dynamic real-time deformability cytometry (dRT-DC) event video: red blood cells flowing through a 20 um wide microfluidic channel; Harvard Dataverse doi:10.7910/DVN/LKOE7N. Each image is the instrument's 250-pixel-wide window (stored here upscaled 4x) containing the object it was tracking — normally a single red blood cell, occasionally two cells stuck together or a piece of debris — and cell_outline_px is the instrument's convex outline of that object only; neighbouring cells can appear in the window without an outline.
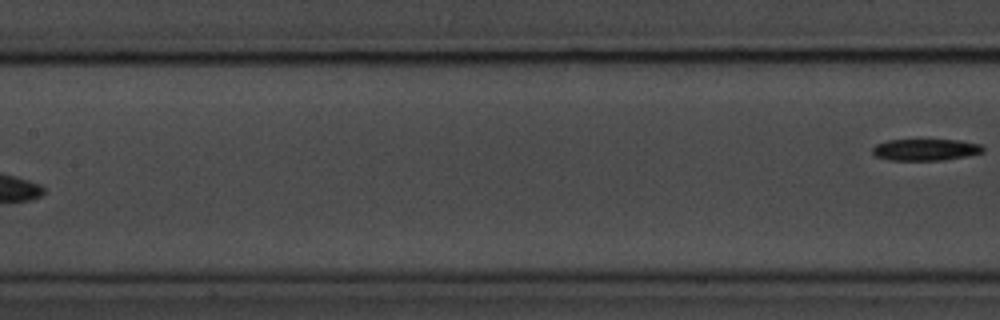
{"species": "common noctule bat (a hibernating species)", "species_latin": "Nyctalus noctula", "temperature_condition": "room temperature", "stored_images_in_passage": 8, "segment_of_instrument_passage": [2, 2], "camera_frame_rate_fps": 3000, "um_per_image_px": 0.085, "animal": {"sex": "male", "body_mass_g": 20.1, "forearm_length_mm": 53.5}, "frame": {"image": 1, "passage_image": 8, "time_ms": 9.333, "image_size_px": [1000, 320], "cell_outline_px": [[984, 152], [944, 160], [888, 160], [876, 156], [872, 152], [872, 148], [876, 144], [888, 140], [960, 140], [980, 144], [984, 148]], "centroid_in_image_um": [78.66, 12.72], "position_along_channel_um": 128.7, "area_um2": 13.87}}